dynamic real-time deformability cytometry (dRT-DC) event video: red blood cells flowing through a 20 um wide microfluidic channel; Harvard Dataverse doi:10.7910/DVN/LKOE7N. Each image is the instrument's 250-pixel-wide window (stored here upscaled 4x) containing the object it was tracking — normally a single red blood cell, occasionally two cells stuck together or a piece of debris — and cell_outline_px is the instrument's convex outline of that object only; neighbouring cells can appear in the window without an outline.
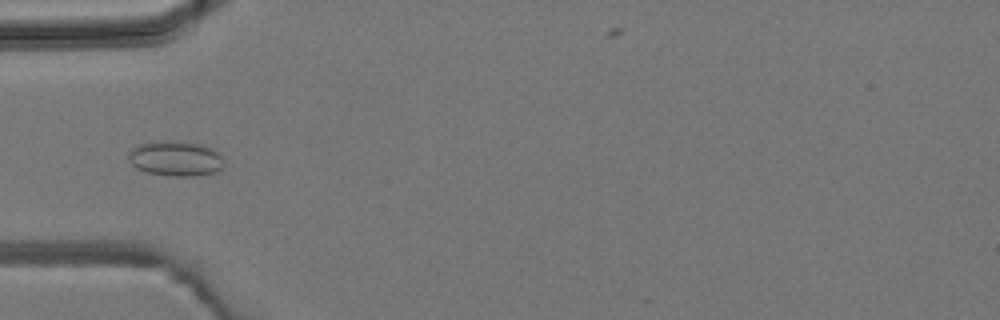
{"species": "common noctule bat (a hibernating species)", "species_latin": "Nyctalus noctula", "temperature_condition": "room temperature", "stored_images_in_passage": 5, "camera_frame_rate_fps": 3000, "um_per_image_px": 0.085, "animal": {"sex": "male", "body_mass_g": 19.2, "forearm_length_mm": 51.8}, "frame": {"image": 1, "passage_image": 4, "time_ms": 4.333, "image_size_px": [1000, 320], "cell_outline_px": [[224, 164], [216, 172], [196, 176], [172, 176], [148, 172], [136, 168], [128, 160], [128, 152], [132, 148], [140, 144], [152, 140], [172, 140], [200, 144], [212, 148], [220, 156]], "centroid_in_image_um": [14.88, 13.46], "position_along_channel_um": 70.1, "area_um2": 19.65}}